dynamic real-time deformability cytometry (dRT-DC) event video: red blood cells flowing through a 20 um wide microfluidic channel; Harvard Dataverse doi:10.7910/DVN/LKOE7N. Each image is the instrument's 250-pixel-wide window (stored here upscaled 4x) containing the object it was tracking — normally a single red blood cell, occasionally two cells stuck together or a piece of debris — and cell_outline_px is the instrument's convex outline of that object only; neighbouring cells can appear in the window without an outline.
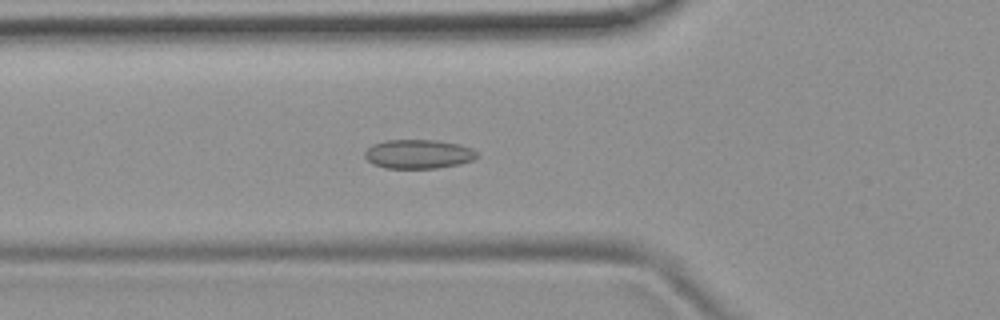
{"species": "common noctule bat (a hibernating species)", "species_latin": "Nyctalus noctula", "temperature_condition": "room temperature", "stored_images_in_passage": 46, "camera_frame_rate_fps": 3000, "um_per_image_px": 0.085, "animal": {"sex": "female", "body_mass_g": 19.9}, "frame": {"image": 1, "passage_image": 12, "time_ms": 3.667, "image_size_px": [1000, 320], "cell_outline_px": [[476, 156], [472, 160], [460, 164], [436, 168], [384, 168], [372, 164], [364, 156], [364, 152], [372, 144], [384, 140], [436, 140], [460, 144], [472, 148], [476, 152]], "centroid_in_image_um": [35.53, 13.09], "position_along_channel_um": 90.3, "area_um2": 19.07}}
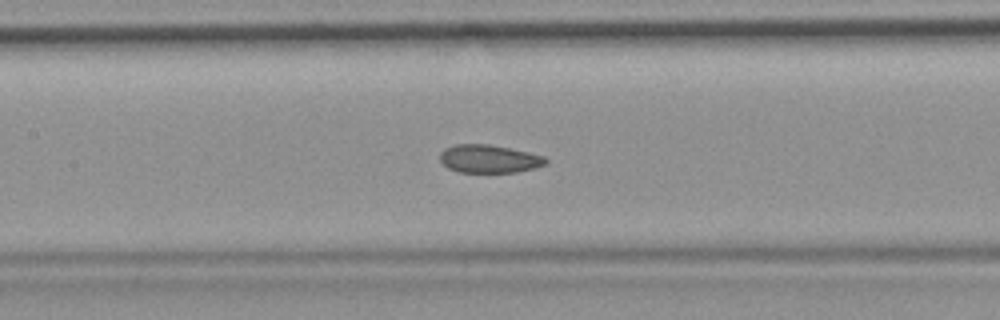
{"frame": {"image": 2, "passage_image": 18, "time_ms": 5.667, "image_size_px": [1000, 320], "cell_outline_px": [[548, 164], [536, 168], [516, 172], [460, 172], [448, 168], [440, 160], [440, 152], [444, 148], [456, 144], [488, 144], [528, 152], [544, 156], [548, 160]], "centroid_in_image_um": [41.59, 13.5], "position_along_channel_um": 165.8, "area_um2": 17.34}}
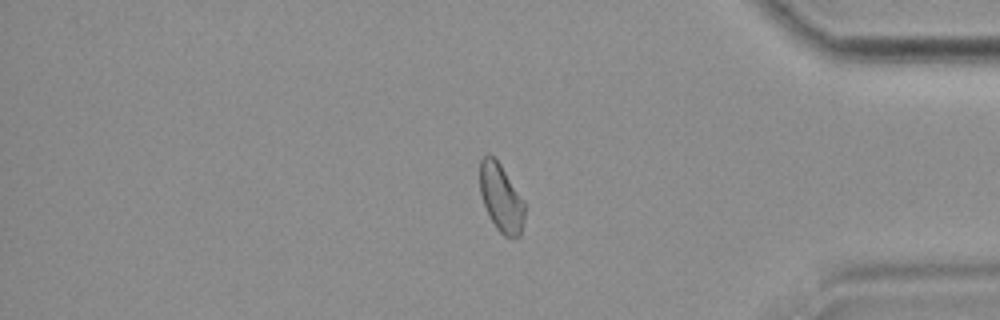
{"frame": {"image": 3, "passage_image": 38, "time_ms": 12.333, "image_size_px": [1000, 320], "cell_outline_px": [[524, 220], [520, 236], [504, 236], [496, 228], [484, 204], [480, 192], [480, 160], [488, 152], [500, 164], [524, 200]], "centroid_in_image_um": [42.59, 16.8], "position_along_channel_um": 392.6, "area_um2": 17.46}, "authors_computed_cell_mechanics": {"area_um2": 18.2648, "velocity_mm_per_s": 3.7698, "shape_relaxation_time_tau1_ms": null, "shape_relaxation_time_tau2_ms": 2.7401, "deformation_change_tau1": null, "deformation_change_tau2": 0.076}}